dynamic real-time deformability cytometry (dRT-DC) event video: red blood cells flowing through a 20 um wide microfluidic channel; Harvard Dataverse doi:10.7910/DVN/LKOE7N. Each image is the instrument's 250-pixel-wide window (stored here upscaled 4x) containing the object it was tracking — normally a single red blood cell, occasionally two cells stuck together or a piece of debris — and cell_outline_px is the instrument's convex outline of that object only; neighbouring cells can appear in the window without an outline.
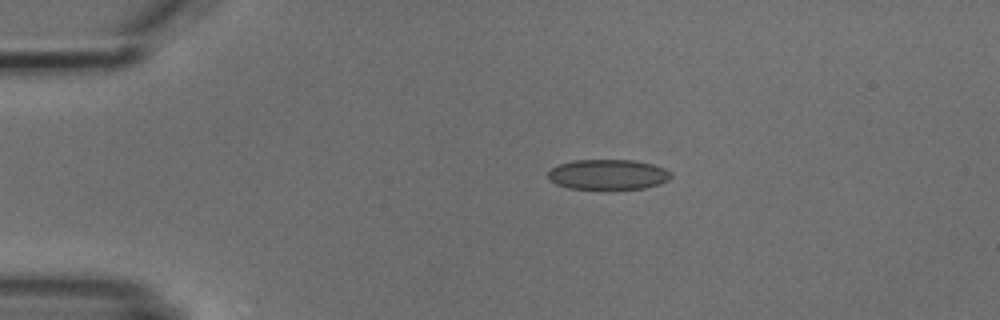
{"species": "common noctule bat (a hibernating species)", "species_latin": "Nyctalus noctula", "temperature_condition": "cold", "stored_images_in_passage": 6, "camera_frame_rate_fps": 3000, "um_per_image_px": 0.085, "animal": {"sex": "male", "body_mass_g": 18.8}, "frame": {"image": 1, "passage_image": 3, "time_ms": 2.333, "image_size_px": [1000, 320], "cell_outline_px": [[672, 176], [668, 180], [660, 184], [644, 188], [568, 188], [556, 184], [548, 180], [548, 172], [552, 168], [560, 164], [572, 160], [632, 160], [652, 164], [664, 168], [672, 172]], "centroid_in_image_um": [51.68, 14.82], "position_along_channel_um": 33.3, "area_um2": 21.5}}
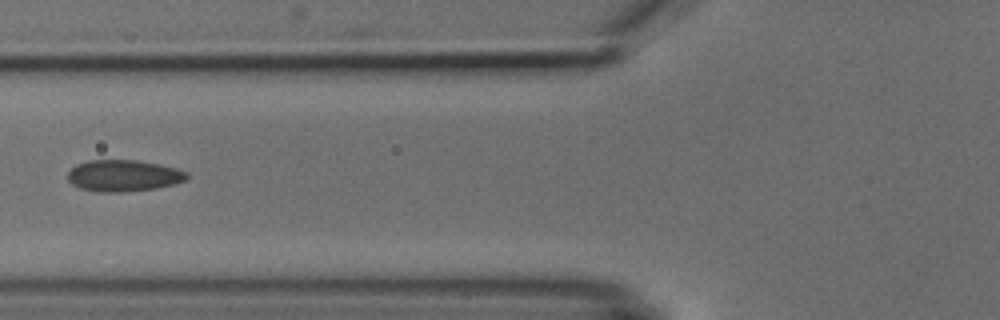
{"frame": {"image": 2, "passage_image": 5, "time_ms": 5.667, "image_size_px": [1000, 320], "cell_outline_px": [[188, 176], [184, 180], [172, 184], [156, 188], [120, 192], [100, 192], [80, 188], [72, 184], [68, 180], [68, 172], [76, 164], [88, 160], [136, 160], [176, 168], [188, 172]], "centroid_in_image_um": [10.46, 14.93], "position_along_channel_um": 115.3, "area_um2": 21.68}}
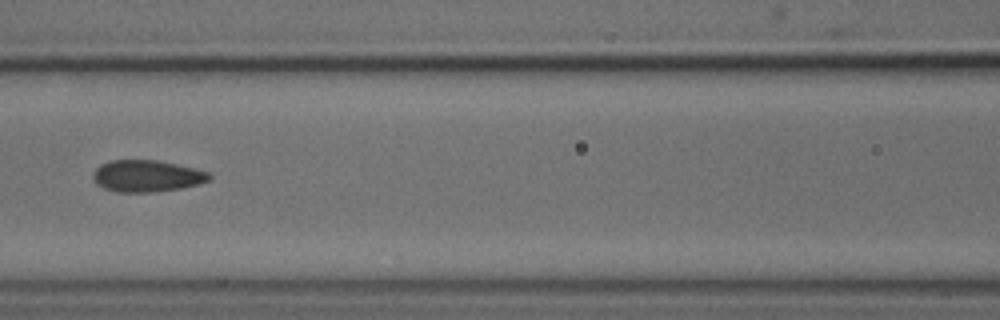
{"frame": {"image": 3, "passage_image": 6, "time_ms": 6.667, "image_size_px": [1000, 320], "cell_outline_px": [[212, 180], [180, 188], [152, 192], [116, 192], [104, 188], [96, 184], [92, 176], [96, 168], [100, 164], [108, 160], [156, 160], [176, 164], [208, 172], [212, 176]], "centroid_in_image_um": [12.44, 14.96], "position_along_channel_um": 154.2, "area_um2": 21.44}}